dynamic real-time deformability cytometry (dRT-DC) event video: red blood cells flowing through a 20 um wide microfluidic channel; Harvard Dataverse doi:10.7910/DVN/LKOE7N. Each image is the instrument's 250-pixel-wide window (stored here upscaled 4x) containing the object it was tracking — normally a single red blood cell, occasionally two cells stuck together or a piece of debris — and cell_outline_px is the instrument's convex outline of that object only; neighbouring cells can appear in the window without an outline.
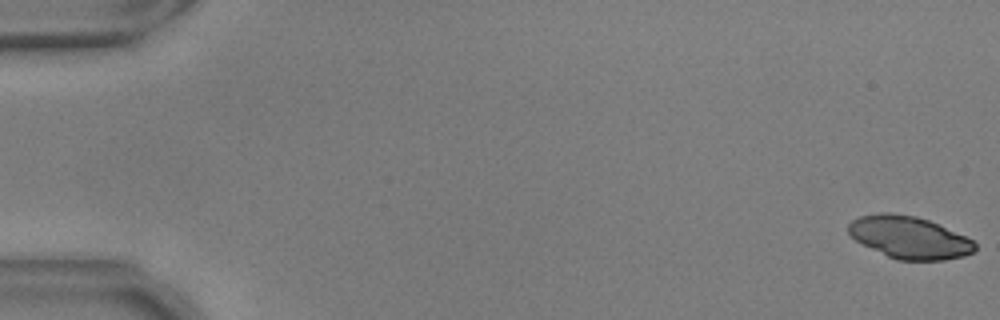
{"species": "common noctule bat (a hibernating species)", "species_latin": "Nyctalus noctula", "temperature_condition": "warm", "stored_images_in_passage": 55, "camera_frame_rate_fps": 3000, "um_per_image_px": 0.085, "animal": {"sex": "male", "body_mass_g": 17.9, "forearm_length_mm": 54.2}, "frame": {"image": 1, "passage_image": 1, "time_ms": 0.0, "image_size_px": [1000, 320], "cell_outline_px": [[976, 248], [972, 252], [964, 256], [944, 260], [896, 260], [856, 240], [848, 232], [848, 224], [852, 220], [860, 216], [880, 212], [888, 212], [916, 216], [928, 220], [964, 236], [972, 240], [976, 244]], "centroid_in_image_um": [77.28, 20.17], "position_along_channel_um": 7.7, "area_um2": 30.81}}